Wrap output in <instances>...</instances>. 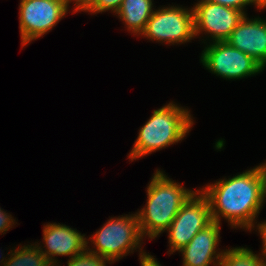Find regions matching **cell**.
Masks as SVG:
<instances>
[{
    "label": "cell",
    "mask_w": 266,
    "mask_h": 266,
    "mask_svg": "<svg viewBox=\"0 0 266 266\" xmlns=\"http://www.w3.org/2000/svg\"><path fill=\"white\" fill-rule=\"evenodd\" d=\"M206 186L201 192L209 200L212 221L220 224L222 216L232 227L239 226L251 231L264 203L260 167Z\"/></svg>",
    "instance_id": "6da1fadb"
},
{
    "label": "cell",
    "mask_w": 266,
    "mask_h": 266,
    "mask_svg": "<svg viewBox=\"0 0 266 266\" xmlns=\"http://www.w3.org/2000/svg\"><path fill=\"white\" fill-rule=\"evenodd\" d=\"M194 192L156 170L147 187L146 207L137 213L143 237L148 235L150 239H154L167 230L182 205Z\"/></svg>",
    "instance_id": "7a4b0ae2"
},
{
    "label": "cell",
    "mask_w": 266,
    "mask_h": 266,
    "mask_svg": "<svg viewBox=\"0 0 266 266\" xmlns=\"http://www.w3.org/2000/svg\"><path fill=\"white\" fill-rule=\"evenodd\" d=\"M193 121L188 109L169 103L158 110L139 130V135L129 153L133 161L161 148L175 144L186 136Z\"/></svg>",
    "instance_id": "3957f363"
},
{
    "label": "cell",
    "mask_w": 266,
    "mask_h": 266,
    "mask_svg": "<svg viewBox=\"0 0 266 266\" xmlns=\"http://www.w3.org/2000/svg\"><path fill=\"white\" fill-rule=\"evenodd\" d=\"M142 237L137 213L133 216L110 218L95 235L90 237L96 246L95 251L89 248L87 250L114 262L139 248Z\"/></svg>",
    "instance_id": "277c9868"
},
{
    "label": "cell",
    "mask_w": 266,
    "mask_h": 266,
    "mask_svg": "<svg viewBox=\"0 0 266 266\" xmlns=\"http://www.w3.org/2000/svg\"><path fill=\"white\" fill-rule=\"evenodd\" d=\"M211 222L209 200L198 190L182 205L166 230L169 232L168 238L171 246L169 252L172 253L183 249L199 231Z\"/></svg>",
    "instance_id": "5b68a950"
},
{
    "label": "cell",
    "mask_w": 266,
    "mask_h": 266,
    "mask_svg": "<svg viewBox=\"0 0 266 266\" xmlns=\"http://www.w3.org/2000/svg\"><path fill=\"white\" fill-rule=\"evenodd\" d=\"M200 60L206 69L229 80L252 76L264 70L251 56L226 41H217L208 45L203 50Z\"/></svg>",
    "instance_id": "8992f818"
},
{
    "label": "cell",
    "mask_w": 266,
    "mask_h": 266,
    "mask_svg": "<svg viewBox=\"0 0 266 266\" xmlns=\"http://www.w3.org/2000/svg\"><path fill=\"white\" fill-rule=\"evenodd\" d=\"M69 0H21L22 46L49 32L68 12Z\"/></svg>",
    "instance_id": "52a82bcc"
},
{
    "label": "cell",
    "mask_w": 266,
    "mask_h": 266,
    "mask_svg": "<svg viewBox=\"0 0 266 266\" xmlns=\"http://www.w3.org/2000/svg\"><path fill=\"white\" fill-rule=\"evenodd\" d=\"M142 35L148 39L169 44L190 41L195 37L193 9L171 6L154 11Z\"/></svg>",
    "instance_id": "ba28073f"
},
{
    "label": "cell",
    "mask_w": 266,
    "mask_h": 266,
    "mask_svg": "<svg viewBox=\"0 0 266 266\" xmlns=\"http://www.w3.org/2000/svg\"><path fill=\"white\" fill-rule=\"evenodd\" d=\"M194 12V34L209 33L213 42L226 41L232 31L246 15L238 9L201 0L192 8Z\"/></svg>",
    "instance_id": "9c48e42d"
},
{
    "label": "cell",
    "mask_w": 266,
    "mask_h": 266,
    "mask_svg": "<svg viewBox=\"0 0 266 266\" xmlns=\"http://www.w3.org/2000/svg\"><path fill=\"white\" fill-rule=\"evenodd\" d=\"M226 42L266 67V20L245 15Z\"/></svg>",
    "instance_id": "30bf717a"
},
{
    "label": "cell",
    "mask_w": 266,
    "mask_h": 266,
    "mask_svg": "<svg viewBox=\"0 0 266 266\" xmlns=\"http://www.w3.org/2000/svg\"><path fill=\"white\" fill-rule=\"evenodd\" d=\"M43 241L46 249L41 252L48 260L55 261L54 256L69 255L71 258L78 256L87 249V239L85 235H81L77 230L69 228V226L48 223L43 228Z\"/></svg>",
    "instance_id": "8fae6325"
},
{
    "label": "cell",
    "mask_w": 266,
    "mask_h": 266,
    "mask_svg": "<svg viewBox=\"0 0 266 266\" xmlns=\"http://www.w3.org/2000/svg\"><path fill=\"white\" fill-rule=\"evenodd\" d=\"M220 224L212 221L199 231L192 240L179 252L183 255V266H209L216 258L217 265L224 251L216 253L219 244Z\"/></svg>",
    "instance_id": "7c38bea8"
},
{
    "label": "cell",
    "mask_w": 266,
    "mask_h": 266,
    "mask_svg": "<svg viewBox=\"0 0 266 266\" xmlns=\"http://www.w3.org/2000/svg\"><path fill=\"white\" fill-rule=\"evenodd\" d=\"M152 7V0H123L115 14L124 21L129 31L140 35L154 12Z\"/></svg>",
    "instance_id": "4fadbf2b"
},
{
    "label": "cell",
    "mask_w": 266,
    "mask_h": 266,
    "mask_svg": "<svg viewBox=\"0 0 266 266\" xmlns=\"http://www.w3.org/2000/svg\"><path fill=\"white\" fill-rule=\"evenodd\" d=\"M38 246V244L35 246L24 245L23 248L11 250L10 257L6 261H4V257L1 260L2 266H45L48 259Z\"/></svg>",
    "instance_id": "5bb4252c"
},
{
    "label": "cell",
    "mask_w": 266,
    "mask_h": 266,
    "mask_svg": "<svg viewBox=\"0 0 266 266\" xmlns=\"http://www.w3.org/2000/svg\"><path fill=\"white\" fill-rule=\"evenodd\" d=\"M263 256V257H262ZM244 247L231 248L224 251L219 266H266V257Z\"/></svg>",
    "instance_id": "9a60e30c"
},
{
    "label": "cell",
    "mask_w": 266,
    "mask_h": 266,
    "mask_svg": "<svg viewBox=\"0 0 266 266\" xmlns=\"http://www.w3.org/2000/svg\"><path fill=\"white\" fill-rule=\"evenodd\" d=\"M112 263L102 256L91 253L86 249L84 252L68 259V266H106V263Z\"/></svg>",
    "instance_id": "2e32d148"
},
{
    "label": "cell",
    "mask_w": 266,
    "mask_h": 266,
    "mask_svg": "<svg viewBox=\"0 0 266 266\" xmlns=\"http://www.w3.org/2000/svg\"><path fill=\"white\" fill-rule=\"evenodd\" d=\"M212 3L221 4L230 8L241 10L245 13L243 10L244 7L248 4H255L257 8H266L265 3L262 0H207Z\"/></svg>",
    "instance_id": "e0dca14e"
},
{
    "label": "cell",
    "mask_w": 266,
    "mask_h": 266,
    "mask_svg": "<svg viewBox=\"0 0 266 266\" xmlns=\"http://www.w3.org/2000/svg\"><path fill=\"white\" fill-rule=\"evenodd\" d=\"M123 0H97L95 5L88 11L96 14L100 12H105L111 10L114 13L120 9Z\"/></svg>",
    "instance_id": "ac0fdd59"
},
{
    "label": "cell",
    "mask_w": 266,
    "mask_h": 266,
    "mask_svg": "<svg viewBox=\"0 0 266 266\" xmlns=\"http://www.w3.org/2000/svg\"><path fill=\"white\" fill-rule=\"evenodd\" d=\"M7 214L8 213L2 211L0 208V233L8 231V229H10V227L12 228L14 224V219L12 218V216L10 214Z\"/></svg>",
    "instance_id": "d6986e66"
},
{
    "label": "cell",
    "mask_w": 266,
    "mask_h": 266,
    "mask_svg": "<svg viewBox=\"0 0 266 266\" xmlns=\"http://www.w3.org/2000/svg\"><path fill=\"white\" fill-rule=\"evenodd\" d=\"M75 1V9L74 12L77 11H89L97 2V0H69V2Z\"/></svg>",
    "instance_id": "ffe728a7"
},
{
    "label": "cell",
    "mask_w": 266,
    "mask_h": 266,
    "mask_svg": "<svg viewBox=\"0 0 266 266\" xmlns=\"http://www.w3.org/2000/svg\"><path fill=\"white\" fill-rule=\"evenodd\" d=\"M140 262H141V266H161L159 262H157V260H155V258L149 254H147L146 252H141L140 251Z\"/></svg>",
    "instance_id": "44dd1931"
},
{
    "label": "cell",
    "mask_w": 266,
    "mask_h": 266,
    "mask_svg": "<svg viewBox=\"0 0 266 266\" xmlns=\"http://www.w3.org/2000/svg\"><path fill=\"white\" fill-rule=\"evenodd\" d=\"M258 227V231L261 235V238H262V243H263V249H262V254L261 255H264L266 257V222H262L261 224H258L257 225Z\"/></svg>",
    "instance_id": "7402d4cb"
},
{
    "label": "cell",
    "mask_w": 266,
    "mask_h": 266,
    "mask_svg": "<svg viewBox=\"0 0 266 266\" xmlns=\"http://www.w3.org/2000/svg\"><path fill=\"white\" fill-rule=\"evenodd\" d=\"M260 172L263 178V199L266 197V163L259 165Z\"/></svg>",
    "instance_id": "603a6c76"
},
{
    "label": "cell",
    "mask_w": 266,
    "mask_h": 266,
    "mask_svg": "<svg viewBox=\"0 0 266 266\" xmlns=\"http://www.w3.org/2000/svg\"><path fill=\"white\" fill-rule=\"evenodd\" d=\"M57 261L55 260V261H51V260H48L47 262H46V265L45 266H58L57 264Z\"/></svg>",
    "instance_id": "cb8c5ba5"
}]
</instances>
